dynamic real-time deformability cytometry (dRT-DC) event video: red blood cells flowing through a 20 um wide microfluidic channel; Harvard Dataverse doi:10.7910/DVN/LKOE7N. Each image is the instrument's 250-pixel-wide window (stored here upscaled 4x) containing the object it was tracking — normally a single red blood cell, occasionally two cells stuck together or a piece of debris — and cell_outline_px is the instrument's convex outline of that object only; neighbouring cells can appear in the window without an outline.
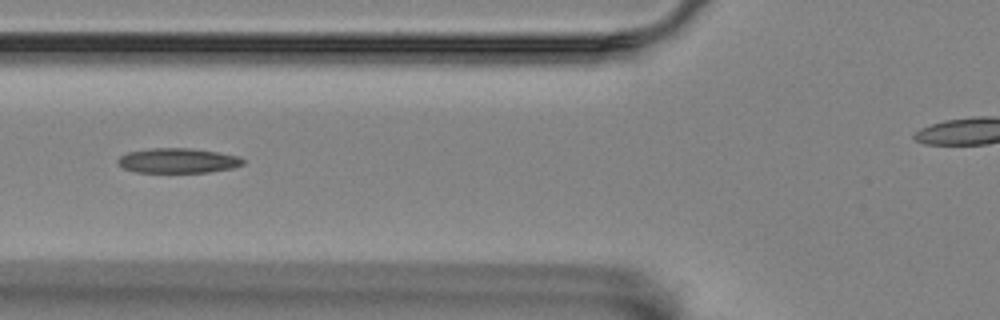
{"species": "Egyptian fruit bat (a non-hibernating species)", "species_latin": "Rousettus aegyptiacus", "temperature_condition": "room temperature", "stored_images_in_passage": 10, "segment_of_instrument_passage": [1, 2], "camera_frame_rate_fps": 3000, "um_per_image_px": 0.085, "animal": {"sex": "female"}, "frame": {"image": 1, "passage_image": 6, "time_ms": 1.667, "image_size_px": [1000, 320], "cell_outline_px": [[244, 164], [232, 168], [208, 172], [136, 172], [124, 168], [116, 160], [120, 156], [128, 152], [152, 148], [192, 148], [240, 156], [244, 160]], "centroid_in_image_um": [15.14, 13.65], "position_along_channel_um": 110.7, "area_um2": 18.03}}
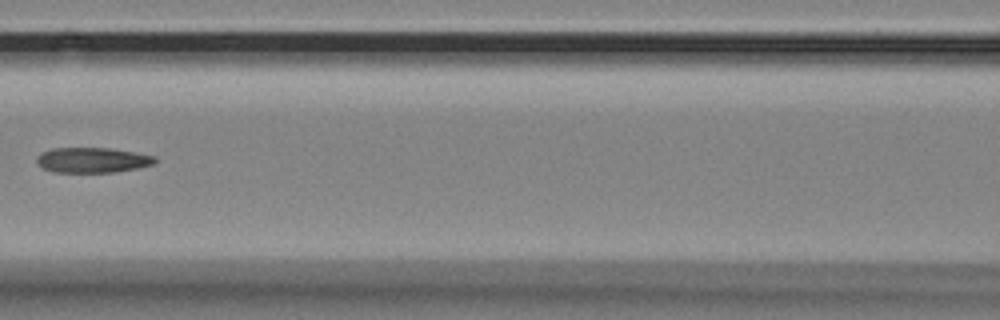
{"frame": {"image": 2, "passage_image": 7, "time_ms": 2.0, "image_size_px": [1000, 320], "cell_outline_px": [[156, 160], [152, 164], [136, 168], [112, 172], [56, 172], [44, 168], [36, 160], [36, 156], [40, 152], [52, 148], [108, 148], [156, 156]], "centroid_in_image_um": [7.82, 13.6], "position_along_channel_um": 158.8, "area_um2": 17.11}}
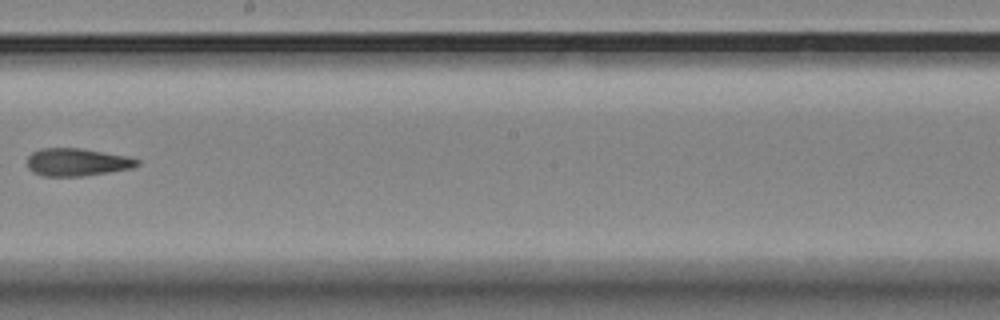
{"frame": {"image": 3, "passage_image": 9, "time_ms": 2.667, "image_size_px": [1000, 320], "cell_outline_px": [[140, 164], [132, 168], [84, 176], [40, 176], [32, 172], [28, 168], [28, 156], [32, 152], [40, 148], [80, 148], [128, 156], [140, 160]], "centroid_in_image_um": [6.54, 13.78], "position_along_channel_um": 241.7, "area_um2": 17.86}}